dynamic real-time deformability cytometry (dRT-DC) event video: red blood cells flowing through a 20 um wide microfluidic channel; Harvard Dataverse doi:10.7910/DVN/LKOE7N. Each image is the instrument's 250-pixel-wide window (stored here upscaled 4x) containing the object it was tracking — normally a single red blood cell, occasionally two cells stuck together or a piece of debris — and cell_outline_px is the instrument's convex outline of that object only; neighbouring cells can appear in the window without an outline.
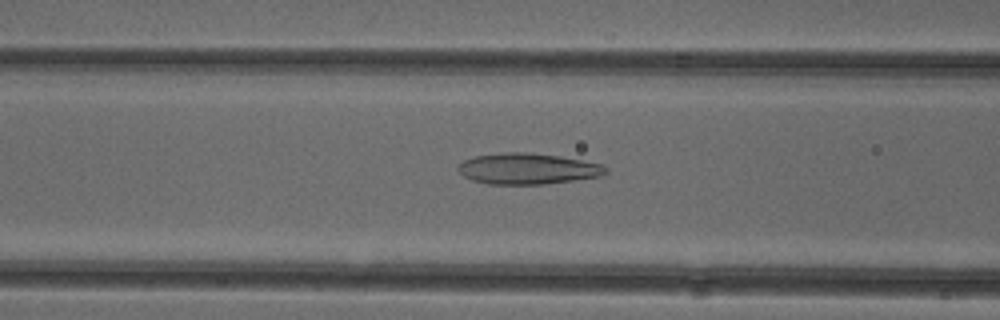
{"species": "common noctule bat (a hibernating species)", "species_latin": "Nyctalus noctula", "temperature_condition": "cold", "stored_images_in_passage": 50, "camera_frame_rate_fps": 3000, "um_per_image_px": 0.085, "animal": {"sex": "female"}, "frame": {"image": 1, "passage_image": 19, "time_ms": 6.0, "image_size_px": [1000, 320], "cell_outline_px": [[608, 172], [600, 176], [544, 184], [488, 184], [472, 180], [464, 176], [456, 168], [456, 164], [464, 160], [476, 156], [504, 152], [524, 152], [560, 156], [604, 164], [608, 168]], "centroid_in_image_um": [44.84, 14.34], "position_along_channel_um": 121.8, "area_um2": 26.7}}
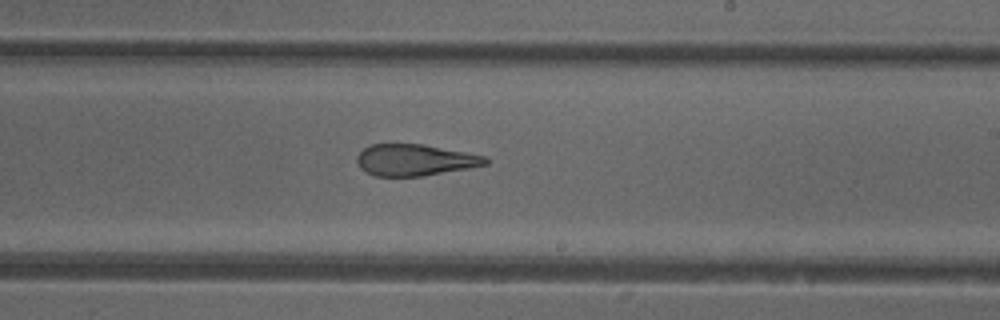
{"frame": {"image": 2, "passage_image": 29, "time_ms": 9.333, "image_size_px": [1000, 320], "cell_outline_px": [[488, 164], [468, 168], [424, 176], [376, 176], [360, 168], [356, 160], [356, 156], [368, 144], [424, 144], [484, 156], [488, 160]], "centroid_in_image_um": [35.23, 13.6], "position_along_channel_um": 253.8, "area_um2": 23.47}}
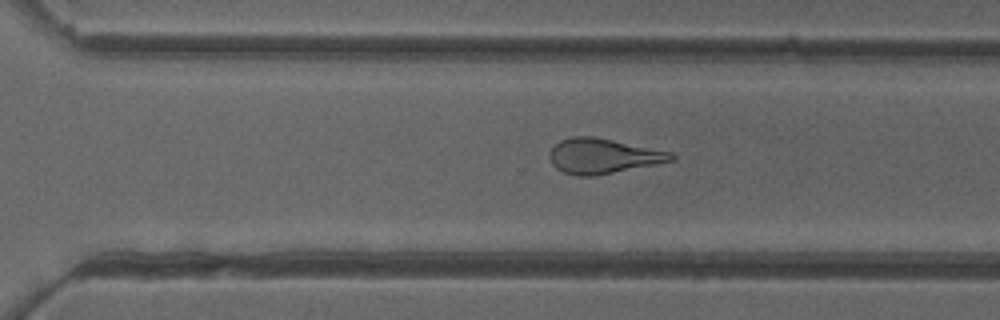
{"frame": {"image": 3, "passage_image": 34, "time_ms": 11.0, "image_size_px": [1000, 320], "cell_outline_px": [[676, 160], [656, 164], [592, 176], [576, 176], [564, 172], [556, 168], [552, 164], [548, 156], [548, 152], [560, 140], [572, 136], [592, 136], [672, 152], [676, 156]], "centroid_in_image_um": [51.23, 13.26], "position_along_channel_um": 319.4, "area_um2": 24.74}, "authors_computed_cell_mechanics": {"area_um2": 27.0215, "velocity_mm_per_s": 3.9612, "shape_relaxation_time_tau1_ms": null, "shape_relaxation_time_tau2_ms": 2.4328, "deformation_change_tau1": null, "deformation_change_tau2": 0.1289}}